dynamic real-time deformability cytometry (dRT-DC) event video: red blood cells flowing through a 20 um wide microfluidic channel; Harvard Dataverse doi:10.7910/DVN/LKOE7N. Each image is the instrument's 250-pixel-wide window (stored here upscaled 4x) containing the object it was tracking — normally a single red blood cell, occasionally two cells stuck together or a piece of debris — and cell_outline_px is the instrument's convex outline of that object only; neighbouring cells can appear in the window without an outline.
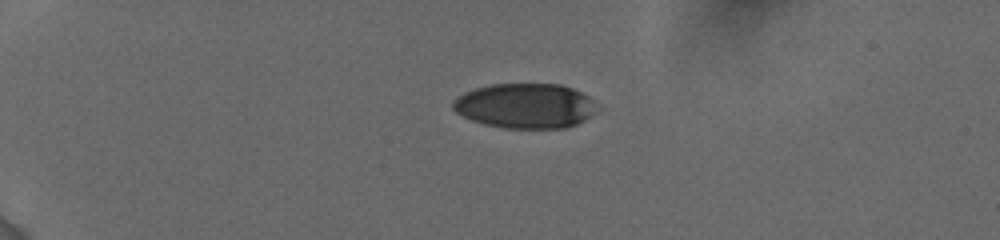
{"species": "human", "species_latin": "Homo sapiens", "temperature_condition": "cold", "stored_images_in_passage": 8, "camera_frame_rate_fps": 3000, "um_per_image_px": 0.085, "donor": {"sex": "female"}, "frame": {"image": 1, "passage_image": 1, "time_ms": 0.0, "image_size_px": [1000, 240], "cell_outline_px": [[600, 108], [596, 112], [584, 120], [576, 124], [564, 128], [504, 128], [484, 124], [472, 120], [456, 112], [452, 108], [452, 100], [456, 96], [464, 92], [476, 88], [492, 84], [560, 84], [572, 88], [588, 96], [600, 104]], "centroid_in_image_um": [44.67, 8.99], "position_along_channel_um": 40.3, "area_um2": 38.03}}
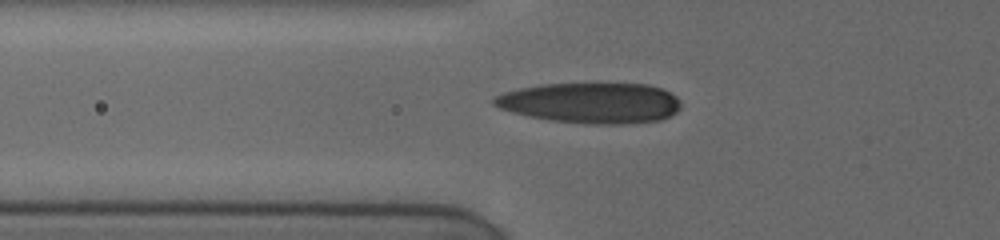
{"frame": {"image": 2, "passage_image": 5, "time_ms": 2.667, "image_size_px": [1000, 240], "cell_outline_px": [[680, 108], [676, 112], [660, 120], [628, 124], [584, 124], [552, 120], [528, 116], [512, 112], [500, 108], [492, 104], [492, 100], [496, 96], [504, 92], [520, 88], [540, 84], [648, 84], [664, 88], [676, 96], [680, 100]], "centroid_in_image_um": [50.25, 8.75], "position_along_channel_um": 75.6, "area_um2": 44.33}}
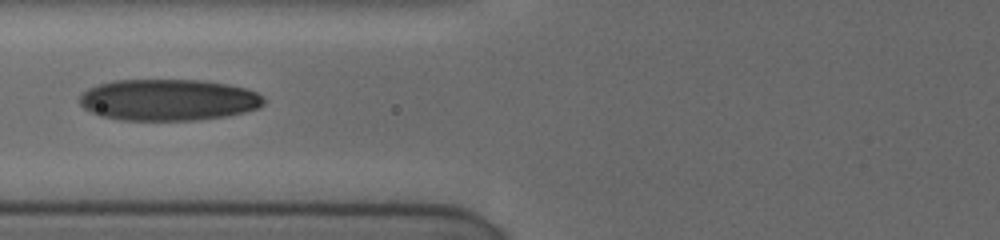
{"frame": {"image": 3, "passage_image": 7, "time_ms": 3.667, "image_size_px": [1000, 240], "cell_outline_px": [[264, 104], [256, 108], [244, 112], [228, 116], [192, 120], [124, 120], [100, 116], [84, 108], [80, 104], [80, 96], [88, 88], [96, 84], [112, 80], [208, 80], [248, 88], [256, 92], [264, 100]], "centroid_in_image_um": [14.3, 8.48], "position_along_channel_um": 111.5, "area_um2": 44.68}}